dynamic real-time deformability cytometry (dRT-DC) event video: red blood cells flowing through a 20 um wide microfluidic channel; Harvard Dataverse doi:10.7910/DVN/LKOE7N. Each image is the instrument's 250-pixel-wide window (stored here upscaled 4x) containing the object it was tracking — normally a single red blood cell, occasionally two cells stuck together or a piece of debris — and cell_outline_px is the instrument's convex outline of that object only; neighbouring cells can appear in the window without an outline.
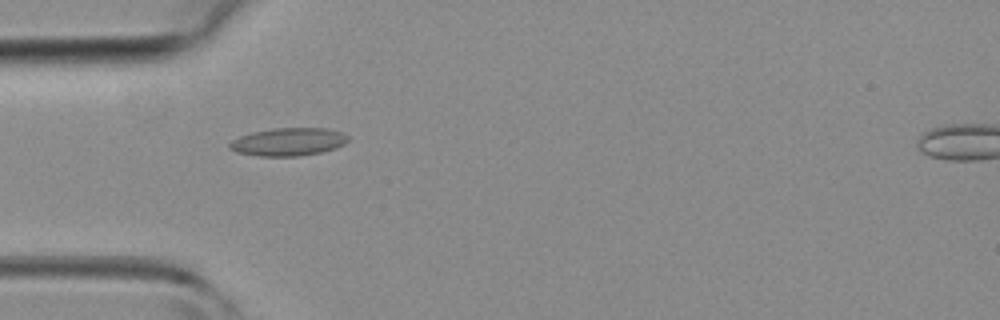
{"species": "common noctule bat (a hibernating species)", "species_latin": "Nyctalus noctula", "temperature_condition": "room temperature", "stored_images_in_passage": 29, "camera_frame_rate_fps": 3000, "um_per_image_px": 0.085, "animal": {"sex": "female", "body_mass_g": 19.3, "forearm_length_mm": 54.1}, "frame": {"image": 1, "passage_image": 4, "time_ms": 1.0, "image_size_px": [1000, 320], "cell_outline_px": [[348, 140], [344, 144], [336, 148], [320, 152], [300, 156], [256, 156], [236, 152], [228, 148], [228, 144], [232, 140], [240, 136], [252, 132], [272, 128], [328, 128], [340, 132], [348, 136]], "centroid_in_image_um": [24.48, 12.06], "position_along_channel_um": 60.5, "area_um2": 19.36}}
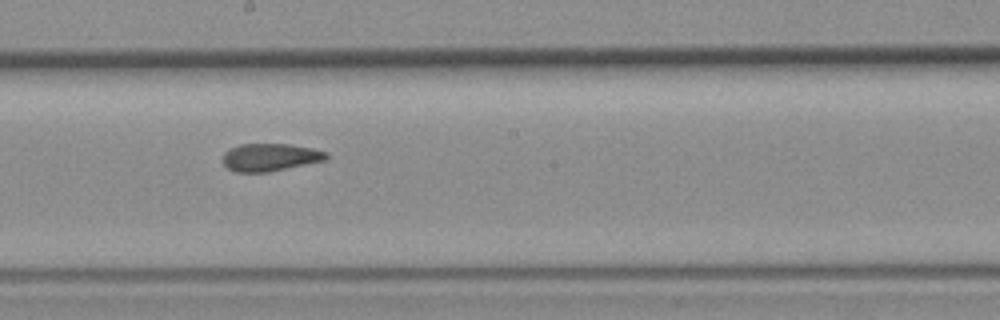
{"frame": {"image": 2, "passage_image": 15, "time_ms": 4.667, "image_size_px": [1000, 320], "cell_outline_px": [[328, 156], [324, 160], [268, 172], [236, 172], [228, 168], [224, 164], [224, 152], [228, 148], [240, 144], [288, 144], [312, 148], [328, 152]], "centroid_in_image_um": [22.94, 13.36], "position_along_channel_um": 225.3, "area_um2": 16.53}}
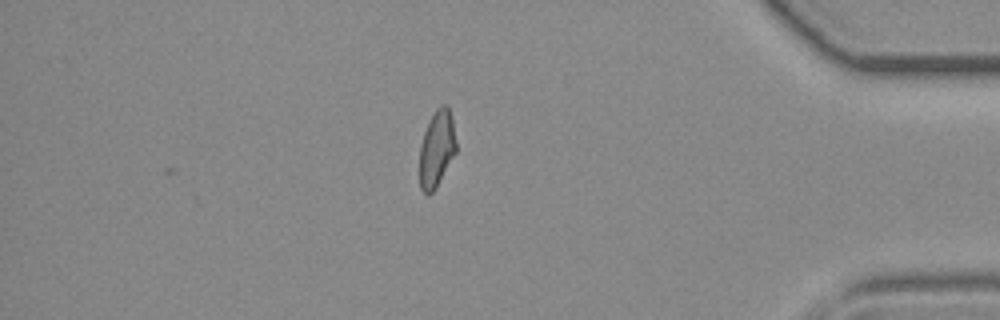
{"frame": {"image": 3, "passage_image": 29, "time_ms": 9.333, "image_size_px": [1000, 320], "cell_outline_px": [[456, 152], [436, 188], [428, 196], [420, 188], [420, 144], [428, 120], [436, 108], [440, 104], [444, 104], [448, 108], [452, 116], [456, 140]], "centroid_in_image_um": [37.12, 12.62], "position_along_channel_um": 398.1, "area_um2": 16.47}}